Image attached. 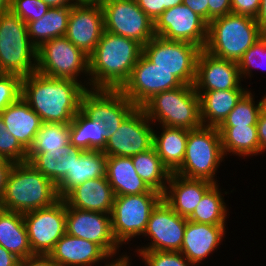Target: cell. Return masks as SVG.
<instances>
[{"label":"cell","mask_w":266,"mask_h":266,"mask_svg":"<svg viewBox=\"0 0 266 266\" xmlns=\"http://www.w3.org/2000/svg\"><path fill=\"white\" fill-rule=\"evenodd\" d=\"M18 266H59L49 255L35 254L19 261Z\"/></svg>","instance_id":"c3c4849f"},{"label":"cell","mask_w":266,"mask_h":266,"mask_svg":"<svg viewBox=\"0 0 266 266\" xmlns=\"http://www.w3.org/2000/svg\"><path fill=\"white\" fill-rule=\"evenodd\" d=\"M187 138L188 129L154 126L153 147L170 173H174L183 162Z\"/></svg>","instance_id":"f1b7e54d"},{"label":"cell","mask_w":266,"mask_h":266,"mask_svg":"<svg viewBox=\"0 0 266 266\" xmlns=\"http://www.w3.org/2000/svg\"><path fill=\"white\" fill-rule=\"evenodd\" d=\"M44 3H46L49 8H55V7H72L77 2L76 0H41Z\"/></svg>","instance_id":"11a10c76"},{"label":"cell","mask_w":266,"mask_h":266,"mask_svg":"<svg viewBox=\"0 0 266 266\" xmlns=\"http://www.w3.org/2000/svg\"><path fill=\"white\" fill-rule=\"evenodd\" d=\"M85 90L76 80L48 77L36 71L22 77L21 98L43 123L69 124L80 110Z\"/></svg>","instance_id":"6da1fadb"},{"label":"cell","mask_w":266,"mask_h":266,"mask_svg":"<svg viewBox=\"0 0 266 266\" xmlns=\"http://www.w3.org/2000/svg\"><path fill=\"white\" fill-rule=\"evenodd\" d=\"M62 199L72 208L111 214L115 194L107 178L99 177L75 186Z\"/></svg>","instance_id":"d4e9b609"},{"label":"cell","mask_w":266,"mask_h":266,"mask_svg":"<svg viewBox=\"0 0 266 266\" xmlns=\"http://www.w3.org/2000/svg\"><path fill=\"white\" fill-rule=\"evenodd\" d=\"M71 145L44 153H28L27 162L57 185L71 169Z\"/></svg>","instance_id":"e575fe53"},{"label":"cell","mask_w":266,"mask_h":266,"mask_svg":"<svg viewBox=\"0 0 266 266\" xmlns=\"http://www.w3.org/2000/svg\"><path fill=\"white\" fill-rule=\"evenodd\" d=\"M238 68L243 82H246L248 78H250L248 80L252 79L255 69L266 71V34L244 53L238 62Z\"/></svg>","instance_id":"f35d334b"},{"label":"cell","mask_w":266,"mask_h":266,"mask_svg":"<svg viewBox=\"0 0 266 266\" xmlns=\"http://www.w3.org/2000/svg\"><path fill=\"white\" fill-rule=\"evenodd\" d=\"M135 108L120 89L87 88L80 102V110L107 130V140Z\"/></svg>","instance_id":"4fadbf2b"},{"label":"cell","mask_w":266,"mask_h":266,"mask_svg":"<svg viewBox=\"0 0 266 266\" xmlns=\"http://www.w3.org/2000/svg\"><path fill=\"white\" fill-rule=\"evenodd\" d=\"M161 200L160 192L115 196L111 212L112 232L122 250L127 245L129 250L130 241L143 236L150 214Z\"/></svg>","instance_id":"ba28073f"},{"label":"cell","mask_w":266,"mask_h":266,"mask_svg":"<svg viewBox=\"0 0 266 266\" xmlns=\"http://www.w3.org/2000/svg\"><path fill=\"white\" fill-rule=\"evenodd\" d=\"M222 150L225 158L228 155L241 159L259 156V141L256 125L219 126Z\"/></svg>","instance_id":"4dcf8cb0"},{"label":"cell","mask_w":266,"mask_h":266,"mask_svg":"<svg viewBox=\"0 0 266 266\" xmlns=\"http://www.w3.org/2000/svg\"><path fill=\"white\" fill-rule=\"evenodd\" d=\"M70 145L69 124L43 123L28 153H44Z\"/></svg>","instance_id":"74e56055"},{"label":"cell","mask_w":266,"mask_h":266,"mask_svg":"<svg viewBox=\"0 0 266 266\" xmlns=\"http://www.w3.org/2000/svg\"><path fill=\"white\" fill-rule=\"evenodd\" d=\"M208 24L211 20L231 14V0H208Z\"/></svg>","instance_id":"f6af8a7d"},{"label":"cell","mask_w":266,"mask_h":266,"mask_svg":"<svg viewBox=\"0 0 266 266\" xmlns=\"http://www.w3.org/2000/svg\"><path fill=\"white\" fill-rule=\"evenodd\" d=\"M71 8H49L42 18L26 24L29 38L36 48L48 40L65 36Z\"/></svg>","instance_id":"836d02e7"},{"label":"cell","mask_w":266,"mask_h":266,"mask_svg":"<svg viewBox=\"0 0 266 266\" xmlns=\"http://www.w3.org/2000/svg\"><path fill=\"white\" fill-rule=\"evenodd\" d=\"M20 259L0 245V266H18Z\"/></svg>","instance_id":"816d5d0a"},{"label":"cell","mask_w":266,"mask_h":266,"mask_svg":"<svg viewBox=\"0 0 266 266\" xmlns=\"http://www.w3.org/2000/svg\"><path fill=\"white\" fill-rule=\"evenodd\" d=\"M242 82L237 62L217 58L203 49L200 51L193 84L196 91L248 89Z\"/></svg>","instance_id":"d6986e66"},{"label":"cell","mask_w":266,"mask_h":266,"mask_svg":"<svg viewBox=\"0 0 266 266\" xmlns=\"http://www.w3.org/2000/svg\"><path fill=\"white\" fill-rule=\"evenodd\" d=\"M133 255L145 266H196L189 262L181 252L171 251H133Z\"/></svg>","instance_id":"ab89813d"},{"label":"cell","mask_w":266,"mask_h":266,"mask_svg":"<svg viewBox=\"0 0 266 266\" xmlns=\"http://www.w3.org/2000/svg\"><path fill=\"white\" fill-rule=\"evenodd\" d=\"M70 145L84 151H103L107 143V130L81 110L69 123Z\"/></svg>","instance_id":"1f68e13d"},{"label":"cell","mask_w":266,"mask_h":266,"mask_svg":"<svg viewBox=\"0 0 266 266\" xmlns=\"http://www.w3.org/2000/svg\"><path fill=\"white\" fill-rule=\"evenodd\" d=\"M208 24L189 7L180 4L166 9L154 21L155 36L195 44L204 49Z\"/></svg>","instance_id":"ac0fdd59"},{"label":"cell","mask_w":266,"mask_h":266,"mask_svg":"<svg viewBox=\"0 0 266 266\" xmlns=\"http://www.w3.org/2000/svg\"><path fill=\"white\" fill-rule=\"evenodd\" d=\"M11 0H0V16L10 11Z\"/></svg>","instance_id":"9f6ffc18"},{"label":"cell","mask_w":266,"mask_h":266,"mask_svg":"<svg viewBox=\"0 0 266 266\" xmlns=\"http://www.w3.org/2000/svg\"><path fill=\"white\" fill-rule=\"evenodd\" d=\"M263 35L255 18L231 13L210 21L203 50L217 58L238 63Z\"/></svg>","instance_id":"277c9868"},{"label":"cell","mask_w":266,"mask_h":266,"mask_svg":"<svg viewBox=\"0 0 266 266\" xmlns=\"http://www.w3.org/2000/svg\"><path fill=\"white\" fill-rule=\"evenodd\" d=\"M106 1L107 0H76V2L79 4H98V5H102Z\"/></svg>","instance_id":"680465c9"},{"label":"cell","mask_w":266,"mask_h":266,"mask_svg":"<svg viewBox=\"0 0 266 266\" xmlns=\"http://www.w3.org/2000/svg\"><path fill=\"white\" fill-rule=\"evenodd\" d=\"M249 89L196 91L202 126L219 127Z\"/></svg>","instance_id":"4316f807"},{"label":"cell","mask_w":266,"mask_h":266,"mask_svg":"<svg viewBox=\"0 0 266 266\" xmlns=\"http://www.w3.org/2000/svg\"><path fill=\"white\" fill-rule=\"evenodd\" d=\"M23 219L32 252L49 255L66 233V203L60 198L50 207L23 213Z\"/></svg>","instance_id":"5bb4252c"},{"label":"cell","mask_w":266,"mask_h":266,"mask_svg":"<svg viewBox=\"0 0 266 266\" xmlns=\"http://www.w3.org/2000/svg\"><path fill=\"white\" fill-rule=\"evenodd\" d=\"M183 85L170 71L156 67L142 53L120 90L136 107H141L153 95Z\"/></svg>","instance_id":"e0dca14e"},{"label":"cell","mask_w":266,"mask_h":266,"mask_svg":"<svg viewBox=\"0 0 266 266\" xmlns=\"http://www.w3.org/2000/svg\"><path fill=\"white\" fill-rule=\"evenodd\" d=\"M108 156L102 151L72 150L71 169L56 185L59 198H63L72 188L87 180L106 177Z\"/></svg>","instance_id":"cb8c5ba5"},{"label":"cell","mask_w":266,"mask_h":266,"mask_svg":"<svg viewBox=\"0 0 266 266\" xmlns=\"http://www.w3.org/2000/svg\"><path fill=\"white\" fill-rule=\"evenodd\" d=\"M49 6L41 0H11L10 11L26 24L38 20L48 11Z\"/></svg>","instance_id":"b9f144b4"},{"label":"cell","mask_w":266,"mask_h":266,"mask_svg":"<svg viewBox=\"0 0 266 266\" xmlns=\"http://www.w3.org/2000/svg\"><path fill=\"white\" fill-rule=\"evenodd\" d=\"M104 30L144 46L154 36V22L135 0H107L102 5Z\"/></svg>","instance_id":"7c38bea8"},{"label":"cell","mask_w":266,"mask_h":266,"mask_svg":"<svg viewBox=\"0 0 266 266\" xmlns=\"http://www.w3.org/2000/svg\"><path fill=\"white\" fill-rule=\"evenodd\" d=\"M13 165L12 161L0 157V201L3 198L7 177Z\"/></svg>","instance_id":"f907efd6"},{"label":"cell","mask_w":266,"mask_h":266,"mask_svg":"<svg viewBox=\"0 0 266 266\" xmlns=\"http://www.w3.org/2000/svg\"><path fill=\"white\" fill-rule=\"evenodd\" d=\"M142 53L137 41L104 30L89 55V88L121 89Z\"/></svg>","instance_id":"7a4b0ae2"},{"label":"cell","mask_w":266,"mask_h":266,"mask_svg":"<svg viewBox=\"0 0 266 266\" xmlns=\"http://www.w3.org/2000/svg\"><path fill=\"white\" fill-rule=\"evenodd\" d=\"M0 115V157L15 163L26 162L28 151L6 129Z\"/></svg>","instance_id":"60d3db41"},{"label":"cell","mask_w":266,"mask_h":266,"mask_svg":"<svg viewBox=\"0 0 266 266\" xmlns=\"http://www.w3.org/2000/svg\"><path fill=\"white\" fill-rule=\"evenodd\" d=\"M66 233L98 244L112 259L127 254L114 238L111 214L66 206Z\"/></svg>","instance_id":"9a60e30c"},{"label":"cell","mask_w":266,"mask_h":266,"mask_svg":"<svg viewBox=\"0 0 266 266\" xmlns=\"http://www.w3.org/2000/svg\"><path fill=\"white\" fill-rule=\"evenodd\" d=\"M37 72L76 80L89 88V56L65 36L48 40L37 48Z\"/></svg>","instance_id":"9c48e42d"},{"label":"cell","mask_w":266,"mask_h":266,"mask_svg":"<svg viewBox=\"0 0 266 266\" xmlns=\"http://www.w3.org/2000/svg\"><path fill=\"white\" fill-rule=\"evenodd\" d=\"M255 98L256 93L250 89L236 104L220 126L256 125L259 114L266 106V101L264 94L260 99L256 100Z\"/></svg>","instance_id":"8d00e7d4"},{"label":"cell","mask_w":266,"mask_h":266,"mask_svg":"<svg viewBox=\"0 0 266 266\" xmlns=\"http://www.w3.org/2000/svg\"><path fill=\"white\" fill-rule=\"evenodd\" d=\"M22 77L0 73V113L21 97Z\"/></svg>","instance_id":"7bdbcfd3"},{"label":"cell","mask_w":266,"mask_h":266,"mask_svg":"<svg viewBox=\"0 0 266 266\" xmlns=\"http://www.w3.org/2000/svg\"><path fill=\"white\" fill-rule=\"evenodd\" d=\"M129 254L130 252L128 251V253L122 257L111 259L107 264H104V266H132L134 264L132 263L133 257Z\"/></svg>","instance_id":"db71d44e"},{"label":"cell","mask_w":266,"mask_h":266,"mask_svg":"<svg viewBox=\"0 0 266 266\" xmlns=\"http://www.w3.org/2000/svg\"><path fill=\"white\" fill-rule=\"evenodd\" d=\"M227 226L187 221L180 252L196 266L204 265V261L218 251L225 242Z\"/></svg>","instance_id":"44dd1931"},{"label":"cell","mask_w":266,"mask_h":266,"mask_svg":"<svg viewBox=\"0 0 266 266\" xmlns=\"http://www.w3.org/2000/svg\"><path fill=\"white\" fill-rule=\"evenodd\" d=\"M132 162L138 176L153 190L164 193L170 171L162 164L156 149L133 155Z\"/></svg>","instance_id":"d590c367"},{"label":"cell","mask_w":266,"mask_h":266,"mask_svg":"<svg viewBox=\"0 0 266 266\" xmlns=\"http://www.w3.org/2000/svg\"><path fill=\"white\" fill-rule=\"evenodd\" d=\"M106 178L115 196L158 192L138 176L131 157L108 156Z\"/></svg>","instance_id":"83f0119b"},{"label":"cell","mask_w":266,"mask_h":266,"mask_svg":"<svg viewBox=\"0 0 266 266\" xmlns=\"http://www.w3.org/2000/svg\"><path fill=\"white\" fill-rule=\"evenodd\" d=\"M220 183L214 184L202 197L193 213L187 218L195 223H207L217 226H227L228 216L230 215L228 203L224 195L227 196L233 191H224L220 188ZM223 191V192H222ZM227 203V204H226Z\"/></svg>","instance_id":"d6a6232c"},{"label":"cell","mask_w":266,"mask_h":266,"mask_svg":"<svg viewBox=\"0 0 266 266\" xmlns=\"http://www.w3.org/2000/svg\"><path fill=\"white\" fill-rule=\"evenodd\" d=\"M154 125L141 107H136L107 140V156L132 157L153 147Z\"/></svg>","instance_id":"2e32d148"},{"label":"cell","mask_w":266,"mask_h":266,"mask_svg":"<svg viewBox=\"0 0 266 266\" xmlns=\"http://www.w3.org/2000/svg\"><path fill=\"white\" fill-rule=\"evenodd\" d=\"M208 0H183L182 4L189 7L208 24Z\"/></svg>","instance_id":"681fc988"},{"label":"cell","mask_w":266,"mask_h":266,"mask_svg":"<svg viewBox=\"0 0 266 266\" xmlns=\"http://www.w3.org/2000/svg\"><path fill=\"white\" fill-rule=\"evenodd\" d=\"M256 127L259 141V155H262L266 153V106L259 114Z\"/></svg>","instance_id":"7dc6e473"},{"label":"cell","mask_w":266,"mask_h":266,"mask_svg":"<svg viewBox=\"0 0 266 266\" xmlns=\"http://www.w3.org/2000/svg\"><path fill=\"white\" fill-rule=\"evenodd\" d=\"M260 30L263 34H266V0H261L258 14L255 18Z\"/></svg>","instance_id":"f5cc1de1"},{"label":"cell","mask_w":266,"mask_h":266,"mask_svg":"<svg viewBox=\"0 0 266 266\" xmlns=\"http://www.w3.org/2000/svg\"><path fill=\"white\" fill-rule=\"evenodd\" d=\"M59 199L56 185L26 161L12 166L0 208L26 213L50 207Z\"/></svg>","instance_id":"3957f363"},{"label":"cell","mask_w":266,"mask_h":266,"mask_svg":"<svg viewBox=\"0 0 266 266\" xmlns=\"http://www.w3.org/2000/svg\"><path fill=\"white\" fill-rule=\"evenodd\" d=\"M7 131L29 152L43 122L29 104L19 98L0 113Z\"/></svg>","instance_id":"484cf974"},{"label":"cell","mask_w":266,"mask_h":266,"mask_svg":"<svg viewBox=\"0 0 266 266\" xmlns=\"http://www.w3.org/2000/svg\"><path fill=\"white\" fill-rule=\"evenodd\" d=\"M261 0H231V10L236 15L256 18Z\"/></svg>","instance_id":"ee69618b"},{"label":"cell","mask_w":266,"mask_h":266,"mask_svg":"<svg viewBox=\"0 0 266 266\" xmlns=\"http://www.w3.org/2000/svg\"><path fill=\"white\" fill-rule=\"evenodd\" d=\"M0 245L20 260L35 255L29 243L23 213L0 208Z\"/></svg>","instance_id":"f546056e"},{"label":"cell","mask_w":266,"mask_h":266,"mask_svg":"<svg viewBox=\"0 0 266 266\" xmlns=\"http://www.w3.org/2000/svg\"><path fill=\"white\" fill-rule=\"evenodd\" d=\"M202 49L188 42L154 36L143 46V54L156 67L170 71L184 85H193L197 58Z\"/></svg>","instance_id":"30bf717a"},{"label":"cell","mask_w":266,"mask_h":266,"mask_svg":"<svg viewBox=\"0 0 266 266\" xmlns=\"http://www.w3.org/2000/svg\"><path fill=\"white\" fill-rule=\"evenodd\" d=\"M37 71V48L26 23L11 11L0 16V73L25 77Z\"/></svg>","instance_id":"52a82bcc"},{"label":"cell","mask_w":266,"mask_h":266,"mask_svg":"<svg viewBox=\"0 0 266 266\" xmlns=\"http://www.w3.org/2000/svg\"><path fill=\"white\" fill-rule=\"evenodd\" d=\"M49 256L59 266H104L112 259L98 244L67 233Z\"/></svg>","instance_id":"7402d4cb"},{"label":"cell","mask_w":266,"mask_h":266,"mask_svg":"<svg viewBox=\"0 0 266 266\" xmlns=\"http://www.w3.org/2000/svg\"><path fill=\"white\" fill-rule=\"evenodd\" d=\"M225 159L218 128L201 126L188 130L184 159L174 173L218 184L217 171Z\"/></svg>","instance_id":"8992f818"},{"label":"cell","mask_w":266,"mask_h":266,"mask_svg":"<svg viewBox=\"0 0 266 266\" xmlns=\"http://www.w3.org/2000/svg\"><path fill=\"white\" fill-rule=\"evenodd\" d=\"M138 6L154 22L164 12V0H135Z\"/></svg>","instance_id":"bcb514c9"},{"label":"cell","mask_w":266,"mask_h":266,"mask_svg":"<svg viewBox=\"0 0 266 266\" xmlns=\"http://www.w3.org/2000/svg\"><path fill=\"white\" fill-rule=\"evenodd\" d=\"M141 108L154 126L195 130L202 126L199 95L193 85L166 90L153 95Z\"/></svg>","instance_id":"5b68a950"},{"label":"cell","mask_w":266,"mask_h":266,"mask_svg":"<svg viewBox=\"0 0 266 266\" xmlns=\"http://www.w3.org/2000/svg\"><path fill=\"white\" fill-rule=\"evenodd\" d=\"M104 32L103 8L98 4L76 3L71 8L65 37L90 55Z\"/></svg>","instance_id":"ffe728a7"},{"label":"cell","mask_w":266,"mask_h":266,"mask_svg":"<svg viewBox=\"0 0 266 266\" xmlns=\"http://www.w3.org/2000/svg\"><path fill=\"white\" fill-rule=\"evenodd\" d=\"M213 185L204 179H189L171 173L162 200L178 215L188 218Z\"/></svg>","instance_id":"603a6c76"},{"label":"cell","mask_w":266,"mask_h":266,"mask_svg":"<svg viewBox=\"0 0 266 266\" xmlns=\"http://www.w3.org/2000/svg\"><path fill=\"white\" fill-rule=\"evenodd\" d=\"M183 0H164V11L170 9L171 7L182 4Z\"/></svg>","instance_id":"6f0895ef"},{"label":"cell","mask_w":266,"mask_h":266,"mask_svg":"<svg viewBox=\"0 0 266 266\" xmlns=\"http://www.w3.org/2000/svg\"><path fill=\"white\" fill-rule=\"evenodd\" d=\"M187 221L161 200L152 210L146 231L141 237L147 242L140 240L141 244H135L136 248L131 246L130 250L180 252Z\"/></svg>","instance_id":"8fae6325"}]
</instances>
